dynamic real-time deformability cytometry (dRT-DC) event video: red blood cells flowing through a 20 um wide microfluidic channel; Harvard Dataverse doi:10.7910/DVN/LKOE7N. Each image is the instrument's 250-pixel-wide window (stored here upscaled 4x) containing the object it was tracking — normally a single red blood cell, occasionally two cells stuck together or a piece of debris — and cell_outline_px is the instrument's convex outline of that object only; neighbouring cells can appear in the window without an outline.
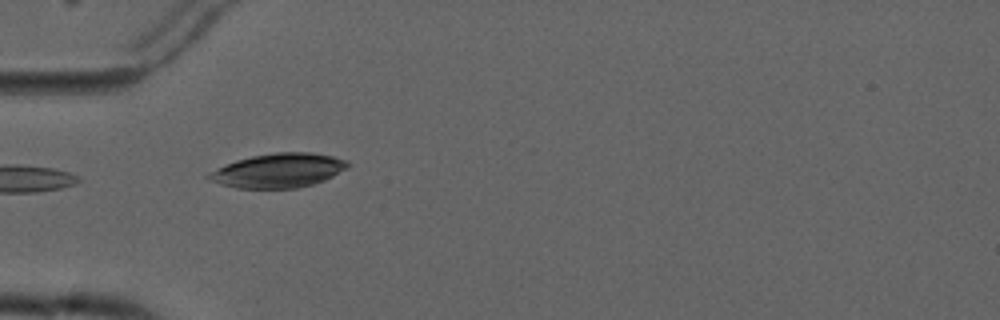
{"species": "common noctule bat (a hibernating species)", "species_latin": "Nyctalus noctula", "temperature_condition": "cold", "stored_images_in_passage": 5, "camera_frame_rate_fps": 3000, "um_per_image_px": 0.085, "animal": {"sex": "male", "forearm_length_mm": 52.5}, "frame": {"image": 1, "passage_image": 4, "time_ms": 3.667, "image_size_px": [1000, 320], "cell_outline_px": [[352, 164], [348, 168], [324, 180], [312, 184], [296, 188], [236, 188], [220, 184], [204, 176], [208, 172], [236, 160], [252, 156], [276, 152], [312, 152], [332, 156], [348, 160]], "centroid_in_image_um": [23.69, 14.48], "position_along_channel_um": 61.3, "area_um2": 27.74}}
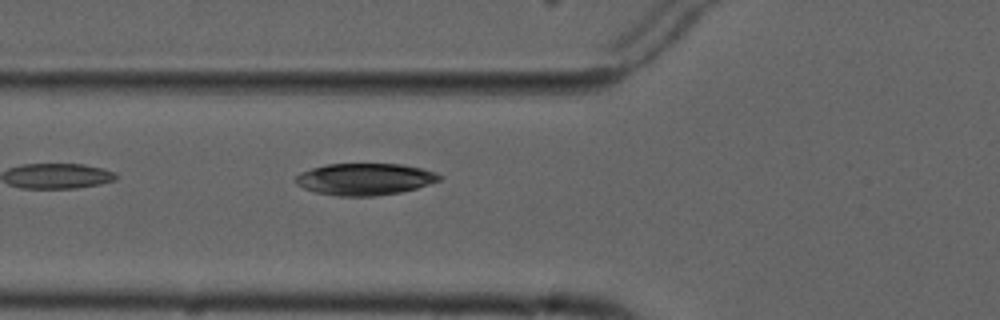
{"frame": {"image": 2, "passage_image": 5, "time_ms": 4.667, "image_size_px": [1000, 320], "cell_outline_px": [[444, 176], [440, 180], [416, 188], [400, 192], [372, 196], [336, 196], [316, 192], [304, 188], [296, 184], [296, 176], [300, 172], [312, 168], [328, 164], [400, 164], [420, 168], [436, 172]], "centroid_in_image_um": [31.01, 15.23], "position_along_channel_um": 94.8, "area_um2": 26.53}}